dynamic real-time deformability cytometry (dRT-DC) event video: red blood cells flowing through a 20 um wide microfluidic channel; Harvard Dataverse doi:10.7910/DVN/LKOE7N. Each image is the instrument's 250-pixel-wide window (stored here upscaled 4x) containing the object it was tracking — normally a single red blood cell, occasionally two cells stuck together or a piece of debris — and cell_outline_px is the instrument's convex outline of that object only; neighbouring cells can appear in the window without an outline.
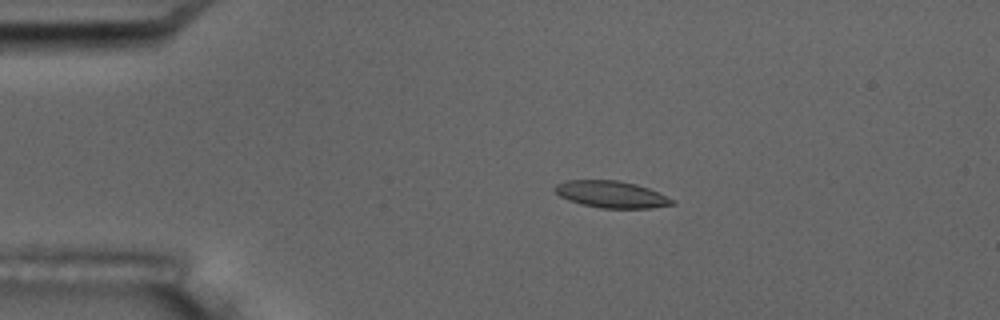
{"species": "common noctule bat (a hibernating species)", "species_latin": "Nyctalus noctula", "temperature_condition": "room temperature", "stored_images_in_passage": 5, "camera_frame_rate_fps": 3000, "um_per_image_px": 0.085, "animal": {"sex": "male", "body_mass_g": 17.5, "forearm_length_mm": 52.3}, "frame": {"image": 1, "passage_image": 4, "time_ms": 3.333, "image_size_px": [1000, 320], "cell_outline_px": [[676, 204], [652, 208], [600, 208], [580, 204], [568, 200], [560, 196], [556, 192], [556, 184], [564, 180], [616, 180], [636, 184], [648, 188], [676, 200]], "centroid_in_image_um": [51.99, 16.53], "position_along_channel_um": 33.0, "area_um2": 18.38}}